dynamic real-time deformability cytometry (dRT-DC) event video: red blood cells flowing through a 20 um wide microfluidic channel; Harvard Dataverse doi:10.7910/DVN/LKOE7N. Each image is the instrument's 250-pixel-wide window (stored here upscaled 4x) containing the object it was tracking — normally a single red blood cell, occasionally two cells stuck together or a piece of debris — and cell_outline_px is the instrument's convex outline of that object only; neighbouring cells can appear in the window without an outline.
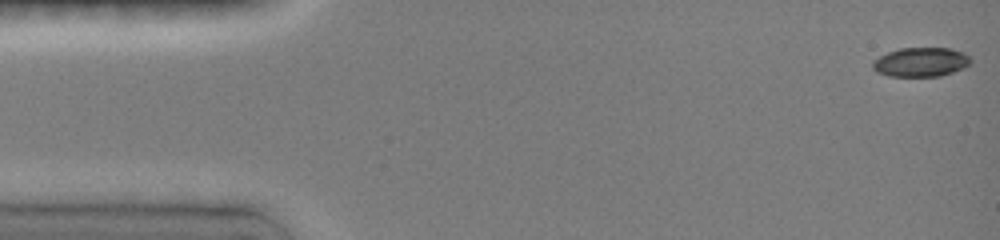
{"species": "common noctule bat (a hibernating species)", "species_latin": "Nyctalus noctula", "temperature_condition": "room temperature", "stored_images_in_passage": 5, "camera_frame_rate_fps": 3000, "um_per_image_px": 0.085, "animal": {"sex": "female", "body_mass_g": 19.0, "forearm_length_mm": 51.5}, "frame": {"image": 1, "passage_image": 1, "time_ms": 0.0, "image_size_px": [1000, 240], "cell_outline_px": [[972, 60], [964, 68], [940, 76], [888, 76], [876, 72], [872, 68], [872, 60], [888, 52], [900, 48], [952, 48], [964, 52]], "centroid_in_image_um": [78.25, 5.27], "position_along_channel_um": 6.7, "area_um2": 16.76}}
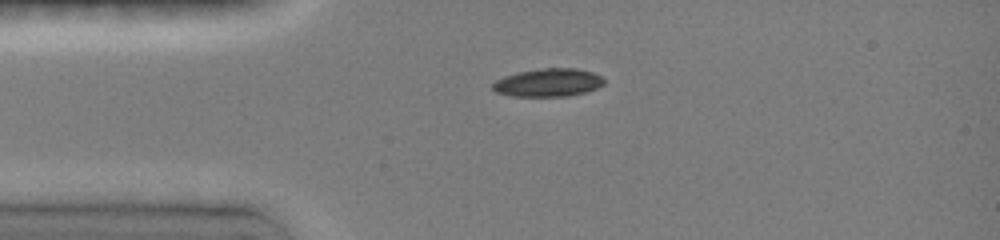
{"frame": {"image": 2, "passage_image": 4, "time_ms": 3.333, "image_size_px": [1000, 240], "cell_outline_px": [[604, 84], [596, 88], [584, 92], [568, 96], [512, 96], [496, 92], [492, 88], [492, 84], [496, 80], [504, 76], [520, 72], [548, 68], [576, 68], [592, 72], [600, 76], [604, 80]], "centroid_in_image_um": [46.59, 7.02], "position_along_channel_um": 38.4, "area_um2": 17.98}}